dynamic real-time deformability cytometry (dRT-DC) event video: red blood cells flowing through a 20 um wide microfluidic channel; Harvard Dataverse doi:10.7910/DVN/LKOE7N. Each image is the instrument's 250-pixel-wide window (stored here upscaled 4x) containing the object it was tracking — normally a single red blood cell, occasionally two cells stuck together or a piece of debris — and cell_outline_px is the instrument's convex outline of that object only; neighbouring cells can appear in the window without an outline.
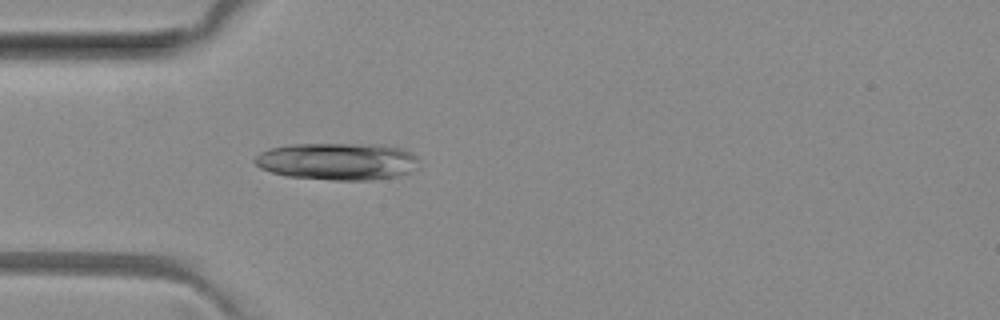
{"species": "common noctule bat (a hibernating species)", "species_latin": "Nyctalus noctula", "temperature_condition": "room temperature", "stored_images_in_passage": 4, "camera_frame_rate_fps": 3000, "um_per_image_px": 0.085, "animal": {"sex": "female", "body_mass_g": 29.2, "forearm_length_mm": 56.3}, "frame": {"image": 1, "passage_image": 4, "time_ms": 3.333, "image_size_px": [1000, 320], "cell_outline_px": [[416, 160], [408, 172], [396, 176], [368, 180], [332, 180], [288, 176], [272, 172], [260, 168], [252, 160], [260, 152], [272, 148], [292, 144], [384, 144], [400, 148], [416, 156]], "centroid_in_image_um": [28.61, 13.7], "position_along_channel_um": 56.4, "area_um2": 35.14}}